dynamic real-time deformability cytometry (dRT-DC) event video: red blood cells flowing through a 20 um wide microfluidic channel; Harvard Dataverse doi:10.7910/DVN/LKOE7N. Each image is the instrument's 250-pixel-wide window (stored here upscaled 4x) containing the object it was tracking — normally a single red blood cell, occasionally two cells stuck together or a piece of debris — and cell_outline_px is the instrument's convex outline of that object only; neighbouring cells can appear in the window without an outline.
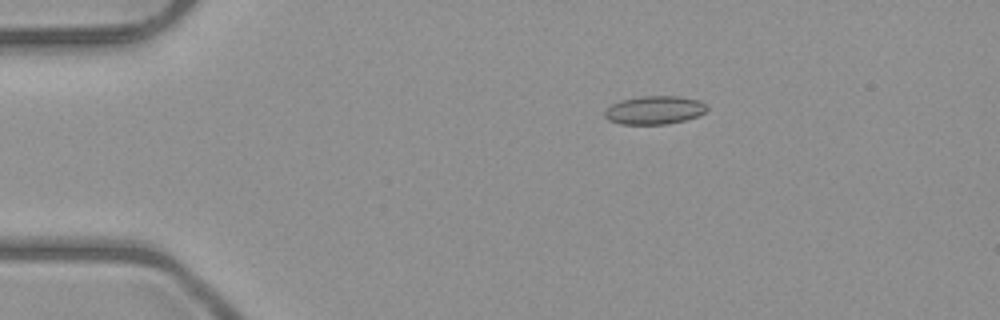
{"species": "common noctule bat (a hibernating species)", "species_latin": "Nyctalus noctula", "temperature_condition": "room temperature", "stored_images_in_passage": 5, "camera_frame_rate_fps": 3000, "um_per_image_px": 0.085, "animal": {"sex": "male", "body_mass_g": 23.1, "forearm_length_mm": 52.7}, "frame": {"image": 1, "passage_image": 5, "time_ms": 4.667, "image_size_px": [1000, 320], "cell_outline_px": [[708, 108], [704, 112], [696, 116], [684, 120], [668, 124], [620, 124], [608, 120], [604, 116], [604, 112], [612, 104], [620, 100], [640, 96], [680, 96], [700, 100]], "centroid_in_image_um": [55.61, 9.35], "position_along_channel_um": 29.4, "area_um2": 16.88}}